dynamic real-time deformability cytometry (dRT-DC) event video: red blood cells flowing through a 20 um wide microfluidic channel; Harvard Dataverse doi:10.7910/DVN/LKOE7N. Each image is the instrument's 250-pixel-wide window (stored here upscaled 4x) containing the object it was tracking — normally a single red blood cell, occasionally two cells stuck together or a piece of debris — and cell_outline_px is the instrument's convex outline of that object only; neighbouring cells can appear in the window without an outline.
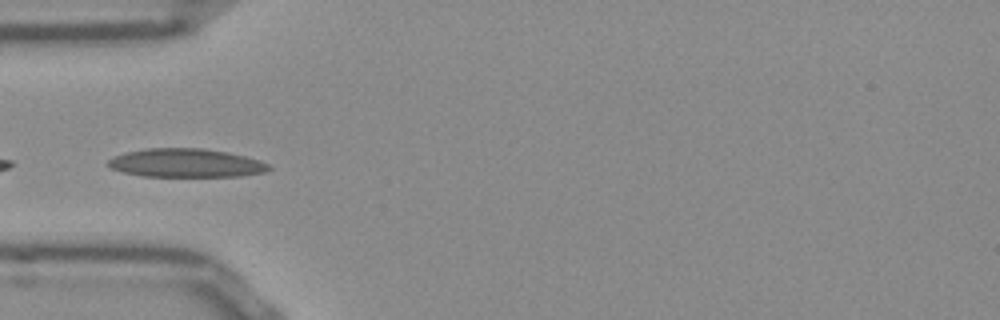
{"species": "Egyptian fruit bat (a non-hibernating species)", "species_latin": "Rousettus aegyptiacus", "temperature_condition": "room temperature", "stored_images_in_passage": 23, "camera_frame_rate_fps": 3000, "um_per_image_px": 0.085, "frame": {"image": 1, "passage_image": 15, "time_ms": 4.667, "image_size_px": [1000, 320], "cell_outline_px": [[272, 168], [264, 172], [240, 176], [144, 176], [124, 172], [112, 168], [104, 164], [112, 156], [124, 152], [148, 148], [204, 148], [228, 152], [260, 160], [268, 164]], "centroid_in_image_um": [15.78, 13.84], "position_along_channel_um": 69.2, "area_um2": 26.82}}